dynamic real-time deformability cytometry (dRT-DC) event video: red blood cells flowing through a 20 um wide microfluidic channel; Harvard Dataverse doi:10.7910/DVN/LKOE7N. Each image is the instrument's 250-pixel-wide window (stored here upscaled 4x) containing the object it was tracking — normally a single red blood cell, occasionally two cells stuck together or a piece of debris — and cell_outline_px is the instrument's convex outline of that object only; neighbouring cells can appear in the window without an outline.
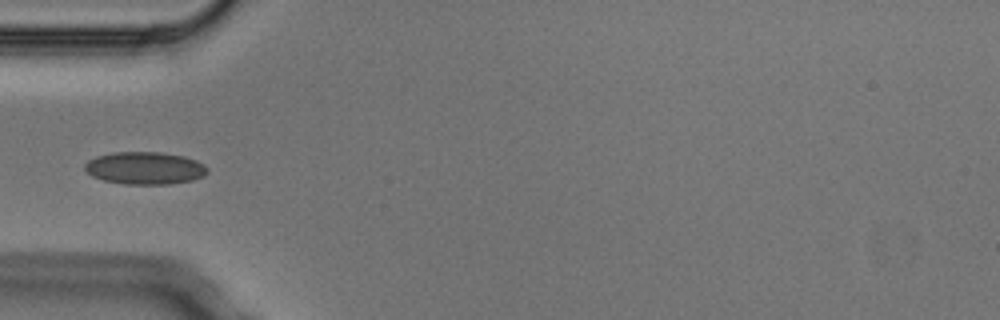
{"species": "Egyptian fruit bat (a non-hibernating species)", "species_latin": "Rousettus aegyptiacus", "temperature_condition": "cold", "stored_images_in_passage": 4, "camera_frame_rate_fps": 3000, "um_per_image_px": 0.085, "animal": {"sex": "male"}, "frame": {"image": 1, "passage_image": 4, "time_ms": 1.0, "image_size_px": [1000, 320], "cell_outline_px": [[208, 172], [204, 176], [192, 180], [168, 184], [124, 184], [104, 180], [92, 176], [84, 168], [84, 164], [88, 160], [96, 156], [112, 152], [160, 152], [184, 156], [196, 160], [204, 164], [208, 168]], "centroid_in_image_um": [12.32, 14.28], "position_along_channel_um": 72.7, "area_um2": 23.29}}